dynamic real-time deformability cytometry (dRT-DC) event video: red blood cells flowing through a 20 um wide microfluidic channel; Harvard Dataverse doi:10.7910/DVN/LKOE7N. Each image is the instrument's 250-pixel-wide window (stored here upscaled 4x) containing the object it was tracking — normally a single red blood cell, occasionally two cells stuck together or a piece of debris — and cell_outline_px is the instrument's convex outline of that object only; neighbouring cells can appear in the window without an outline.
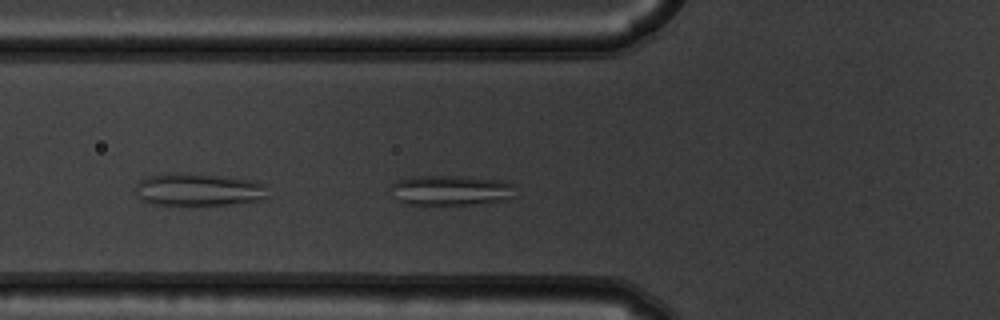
{"species": "common noctule bat (a hibernating species)", "species_latin": "Nyctalus noctula", "temperature_condition": "warm", "stored_images_in_passage": 38, "camera_frame_rate_fps": 3000, "um_per_image_px": 0.085, "animal": {"sex": "male", "body_mass_g": 19.5, "forearm_length_mm": 54.6}, "frame": {"image": 1, "passage_image": 3, "time_ms": 0.667, "image_size_px": [1000, 320], "cell_outline_px": [[516, 184], [512, 196], [508, 200], [468, 204], [408, 204], [400, 200], [392, 188], [392, 184], [396, 180], [412, 176], [464, 176], [504, 180]], "centroid_in_image_um": [38.41, 16.15], "position_along_channel_um": 87.4, "area_um2": 21.73}}
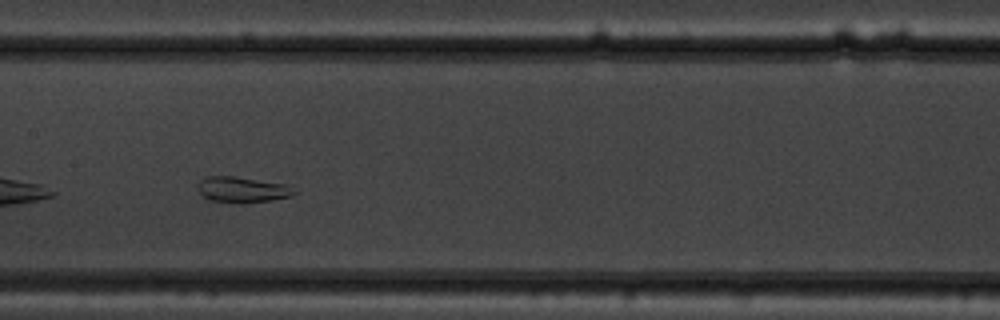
{"frame": {"image": 2, "passage_image": 11, "time_ms": 3.333, "image_size_px": [1000, 320], "cell_outline_px": [[296, 192], [292, 196], [272, 200], [244, 204], [236, 204], [208, 200], [196, 188], [200, 180], [208, 176], [236, 176], [288, 184]], "centroid_in_image_um": [20.59, 16.13], "position_along_channel_um": 186.8, "area_um2": 14.85}}
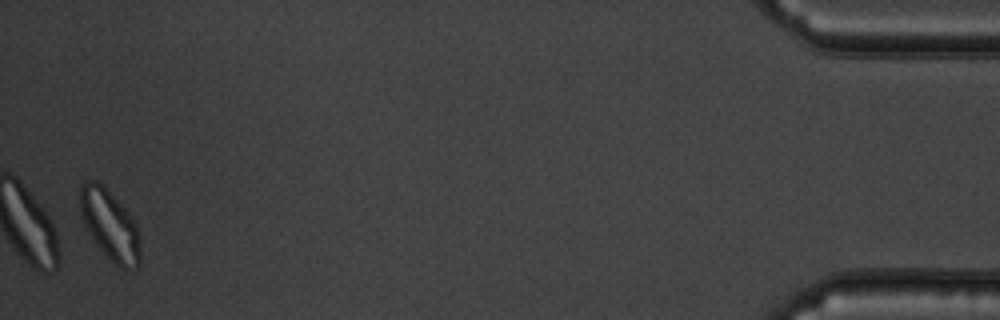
{"frame": {"image": 3, "passage_image": 37, "time_ms": 12.0, "image_size_px": [1000, 320], "cell_outline_px": [[140, 264], [136, 268], [128, 272], [120, 268], [96, 244], [84, 228], [80, 216], [80, 184], [84, 180], [96, 180], [128, 212], [136, 224], [140, 236]], "centroid_in_image_um": [9.33, 19.16], "position_along_channel_um": 425.9, "area_um2": 24.74}, "authors_computed_cell_mechanics": {"area_um2": 19.1318, "velocity_mm_per_s": 3.7124, "shape_relaxation_time_tau1_ms": 7.3741, "shape_relaxation_time_tau2_ms": null, "deformation_change_tau1": 0.0992, "deformation_change_tau2": null}}